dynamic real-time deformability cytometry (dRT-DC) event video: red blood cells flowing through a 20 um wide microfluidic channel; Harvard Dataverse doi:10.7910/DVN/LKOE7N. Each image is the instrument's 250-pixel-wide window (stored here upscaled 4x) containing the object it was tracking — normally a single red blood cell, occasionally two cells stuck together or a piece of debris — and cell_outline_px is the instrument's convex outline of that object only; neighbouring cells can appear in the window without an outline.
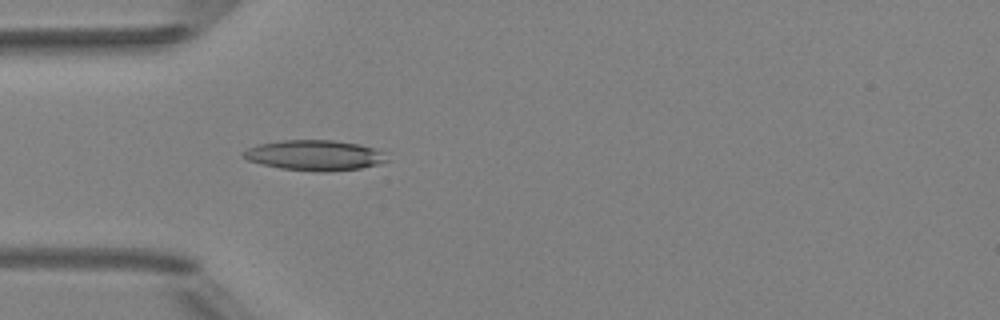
{"species": "Egyptian fruit bat (a non-hibernating species)", "species_latin": "Rousettus aegyptiacus", "temperature_condition": "room temperature", "stored_images_in_passage": 5, "camera_frame_rate_fps": 3000, "um_per_image_px": 0.085, "animal": {"sex": "female"}, "frame": {"image": 1, "passage_image": 5, "time_ms": 4.667, "image_size_px": [1000, 320], "cell_outline_px": [[388, 160], [376, 164], [360, 168], [328, 172], [320, 172], [280, 168], [248, 160], [240, 156], [240, 152], [256, 144], [280, 140], [332, 140], [360, 144], [376, 148], [384, 152]], "centroid_in_image_um": [26.71, 13.19], "position_along_channel_um": 58.3, "area_um2": 25.55}}